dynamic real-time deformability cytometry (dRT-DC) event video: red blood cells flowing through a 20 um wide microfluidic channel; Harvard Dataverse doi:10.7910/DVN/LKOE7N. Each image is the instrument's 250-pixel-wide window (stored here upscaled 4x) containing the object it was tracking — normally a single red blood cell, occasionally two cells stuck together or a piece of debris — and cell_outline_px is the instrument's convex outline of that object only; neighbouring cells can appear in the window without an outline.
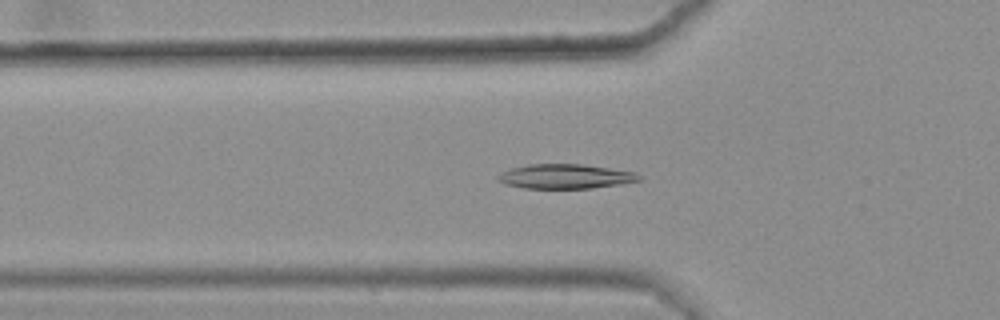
{"species": "common noctule bat (a hibernating species)", "species_latin": "Nyctalus noctula", "temperature_condition": "warm", "stored_images_in_passage": 37, "camera_frame_rate_fps": 3000, "um_per_image_px": 0.085, "animal": {"sex": "female", "body_mass_g": 25.1}, "frame": {"image": 1, "passage_image": 8, "time_ms": 2.333, "image_size_px": [1000, 320], "cell_outline_px": [[640, 180], [620, 184], [592, 188], [524, 188], [504, 184], [496, 180], [500, 172], [512, 168], [528, 164], [584, 164], [636, 172], [640, 176]], "centroid_in_image_um": [48.03, 14.99], "position_along_channel_um": 77.8, "area_um2": 20.17}}
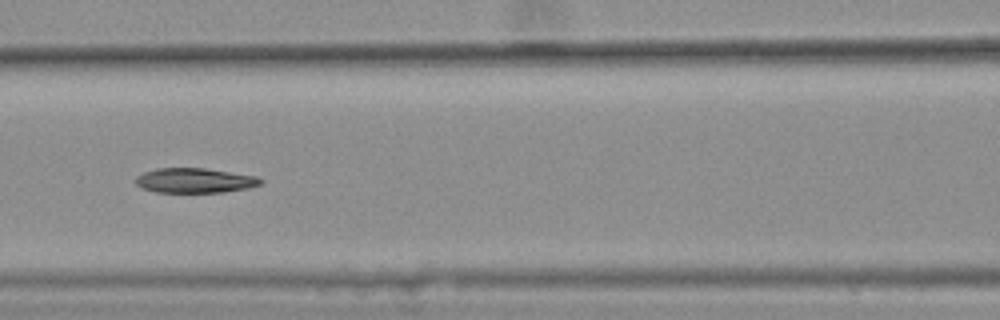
{"frame": {"image": 2, "passage_image": 14, "time_ms": 4.333, "image_size_px": [1000, 320], "cell_outline_px": [[264, 180], [260, 184], [248, 188], [224, 192], [156, 192], [140, 188], [132, 180], [136, 176], [144, 172], [156, 168], [204, 168], [256, 176]], "centroid_in_image_um": [16.5, 15.34], "position_along_channel_um": 150.1, "area_um2": 18.15}}
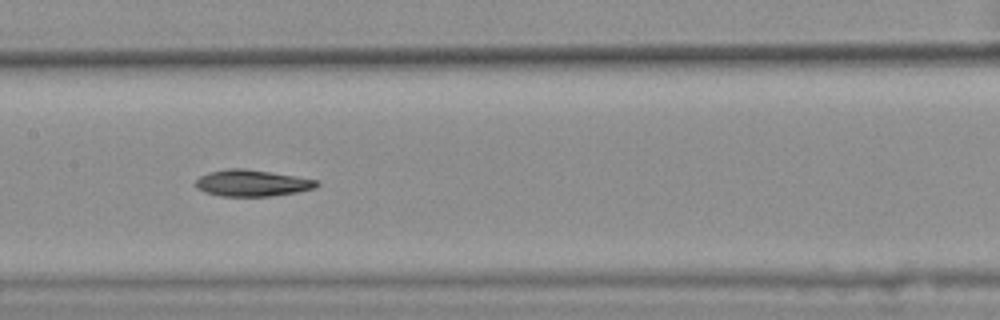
{"frame": {"image": 3, "passage_image": 17, "time_ms": 5.333, "image_size_px": [1000, 320], "cell_outline_px": [[320, 184], [316, 188], [296, 192], [272, 196], [220, 196], [204, 192], [196, 188], [196, 180], [200, 176], [208, 172], [228, 168], [244, 168], [296, 176], [316, 180]], "centroid_in_image_um": [21.4, 15.56], "position_along_channel_um": 186.0, "area_um2": 18.73}}